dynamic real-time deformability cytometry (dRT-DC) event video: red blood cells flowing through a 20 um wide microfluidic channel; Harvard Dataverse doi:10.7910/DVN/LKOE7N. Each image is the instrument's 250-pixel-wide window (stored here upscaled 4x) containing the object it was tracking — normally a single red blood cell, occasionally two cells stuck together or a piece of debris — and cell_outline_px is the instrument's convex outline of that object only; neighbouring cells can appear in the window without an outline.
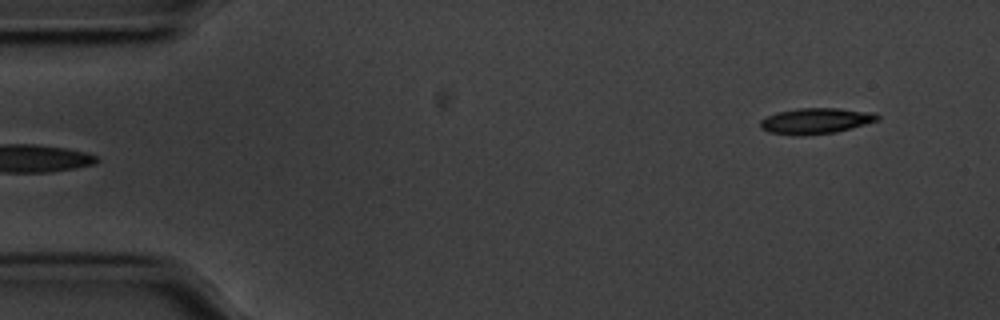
{"species": "common noctule bat (a hibernating species)", "species_latin": "Nyctalus noctula", "temperature_condition": "cold", "stored_images_in_passage": 10, "camera_frame_rate_fps": 3000, "um_per_image_px": 0.085, "animal": {"sex": "male", "body_mass_g": 20.1, "forearm_length_mm": 53.5}, "frame": {"image": 1, "passage_image": 1, "time_ms": 0.0, "image_size_px": [1000, 320], "cell_outline_px": [[880, 120], [836, 132], [804, 136], [796, 136], [768, 132], [760, 128], [760, 120], [776, 112], [800, 108], [836, 108], [872, 112], [880, 116]], "centroid_in_image_um": [69.32, 10.28], "position_along_channel_um": 15.7, "area_um2": 17.74}}